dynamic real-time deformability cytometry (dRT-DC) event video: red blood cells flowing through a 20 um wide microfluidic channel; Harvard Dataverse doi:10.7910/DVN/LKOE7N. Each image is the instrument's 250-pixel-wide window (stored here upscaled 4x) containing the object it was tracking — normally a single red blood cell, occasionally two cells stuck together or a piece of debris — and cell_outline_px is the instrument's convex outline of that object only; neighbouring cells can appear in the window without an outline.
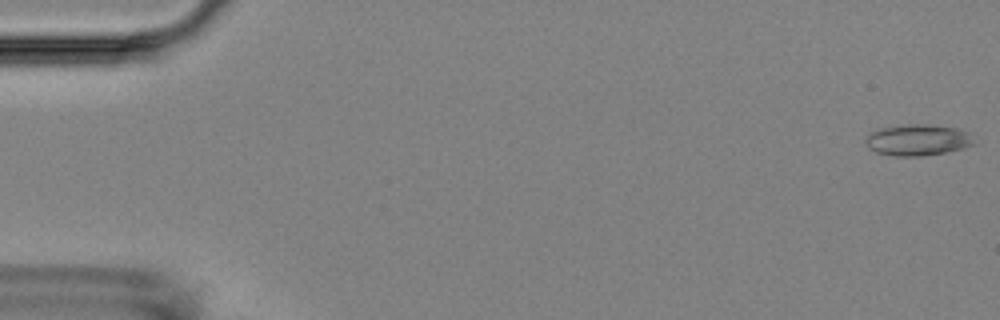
{"species": "Egyptian fruit bat (a non-hibernating species)", "species_latin": "Rousettus aegyptiacus", "temperature_condition": "room temperature", "stored_images_in_passage": 7, "camera_frame_rate_fps": 3000, "um_per_image_px": 0.085, "animal": {"sex": "female"}, "frame": {"image": 1, "passage_image": 1, "time_ms": 0.0, "image_size_px": [1000, 320], "cell_outline_px": [[976, 144], [964, 148], [948, 152], [920, 156], [896, 156], [876, 152], [868, 148], [864, 140], [868, 132], [880, 128], [908, 124], [928, 124], [956, 128], [968, 132]], "centroid_in_image_um": [77.98, 11.9], "position_along_channel_um": 7.0, "area_um2": 19.94}}
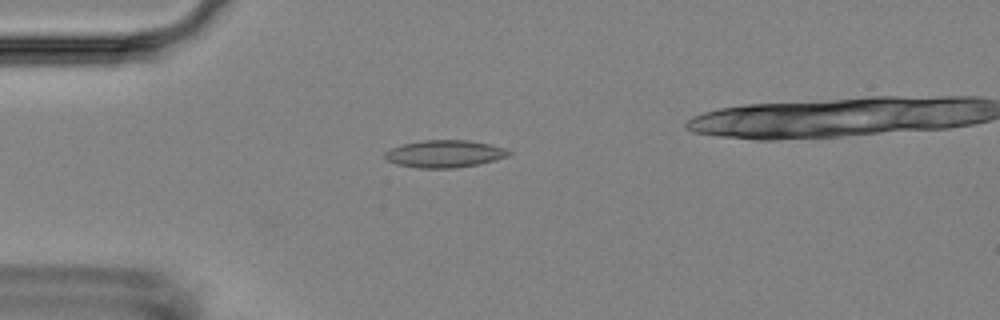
{"frame": {"image": 2, "passage_image": 5, "time_ms": 4.667, "image_size_px": [1000, 320], "cell_outline_px": [[512, 152], [508, 156], [496, 160], [480, 164], [456, 168], [416, 168], [396, 164], [388, 160], [384, 156], [384, 152], [392, 148], [404, 144], [424, 140], [468, 140], [488, 144], [504, 148]], "centroid_in_image_um": [37.8, 13.08], "position_along_channel_um": 47.2, "area_um2": 19.71}}